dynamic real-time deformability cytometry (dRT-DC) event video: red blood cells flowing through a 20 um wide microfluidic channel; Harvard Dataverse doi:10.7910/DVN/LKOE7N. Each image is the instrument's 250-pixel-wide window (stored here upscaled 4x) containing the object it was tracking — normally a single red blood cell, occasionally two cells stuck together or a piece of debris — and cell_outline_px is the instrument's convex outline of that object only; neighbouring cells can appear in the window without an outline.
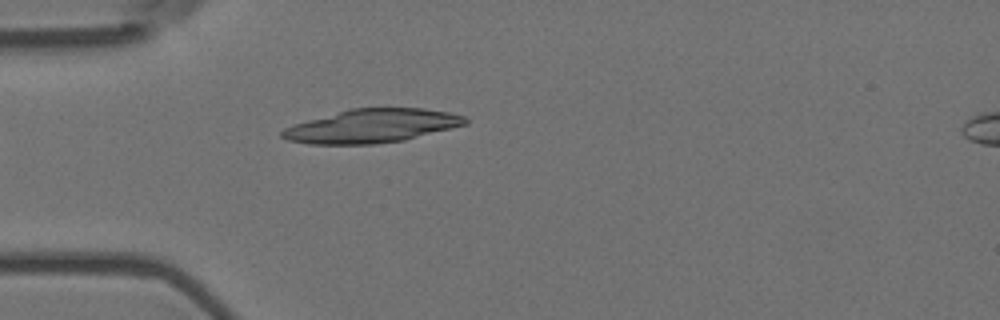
{"species": "Egyptian fruit bat (a non-hibernating species)", "species_latin": "Rousettus aegyptiacus", "temperature_condition": "room temperature", "stored_images_in_passage": 5, "camera_frame_rate_fps": 3000, "um_per_image_px": 0.085, "animal": {"sex": "female"}, "frame": {"image": 1, "passage_image": 5, "time_ms": 1.333, "image_size_px": [1000, 320], "cell_outline_px": [[468, 124], [404, 140], [372, 144], [312, 144], [288, 140], [280, 136], [280, 132], [284, 128], [308, 120], [352, 108], [424, 108], [448, 112], [464, 116], [468, 120]], "centroid_in_image_um": [31.63, 10.71], "position_along_channel_um": 53.4, "area_um2": 35.55}}